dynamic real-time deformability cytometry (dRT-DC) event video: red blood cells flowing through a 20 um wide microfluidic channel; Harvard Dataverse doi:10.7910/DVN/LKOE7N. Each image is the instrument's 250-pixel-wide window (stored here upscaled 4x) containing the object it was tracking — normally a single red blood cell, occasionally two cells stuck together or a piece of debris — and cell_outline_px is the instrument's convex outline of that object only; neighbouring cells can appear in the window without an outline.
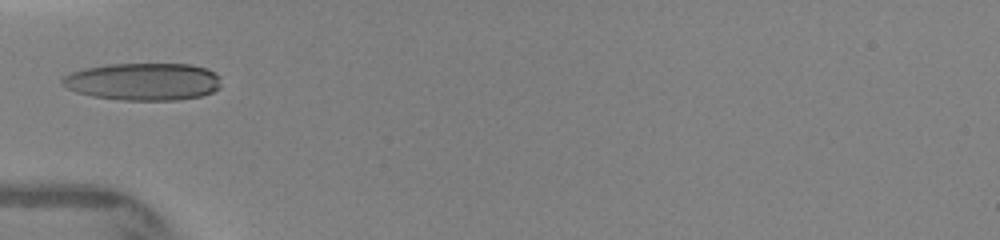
{"species": "human", "species_latin": "Homo sapiens", "temperature_condition": "warm", "stored_images_in_passage": 11, "camera_frame_rate_fps": 3000, "um_per_image_px": 0.085, "donor": {"sex": "female"}, "frame": {"image": 1, "passage_image": 1, "time_ms": 0.0, "image_size_px": [1000, 240], "cell_outline_px": [[220, 88], [212, 92], [200, 96], [176, 100], [124, 100], [92, 96], [76, 92], [64, 88], [60, 84], [60, 80], [64, 76], [72, 72], [84, 68], [108, 64], [192, 64], [216, 72], [220, 76]], "centroid_in_image_um": [12.16, 6.93], "position_along_channel_um": 72.8, "area_um2": 34.91}}
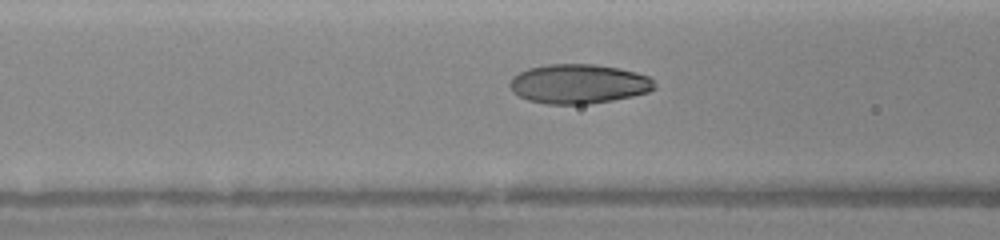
{"frame": {"image": 2, "passage_image": 4, "time_ms": 1.0, "image_size_px": [1000, 240], "cell_outline_px": [[656, 88], [648, 92], [632, 96], [612, 100], [588, 104], [548, 104], [528, 100], [512, 92], [508, 84], [512, 76], [528, 68], [548, 64], [596, 64], [620, 68], [636, 72], [648, 76], [656, 84]], "centroid_in_image_um": [49.17, 7.12], "position_along_channel_um": 117.4, "area_um2": 33.41}}
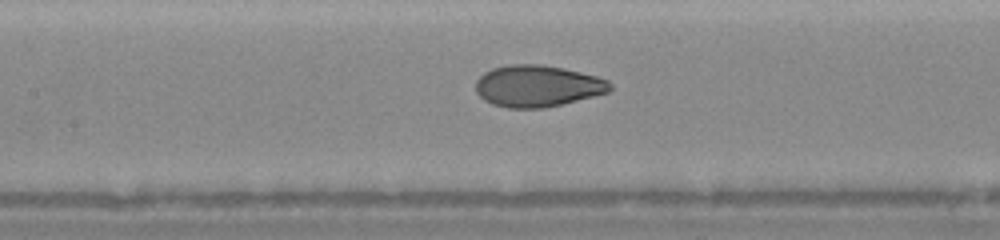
{"frame": {"image": 3, "passage_image": 7, "time_ms": 2.0, "image_size_px": [1000, 240], "cell_outline_px": [[612, 88], [608, 92], [544, 108], [508, 108], [492, 104], [484, 100], [476, 92], [476, 80], [484, 72], [492, 68], [508, 64], [540, 64], [564, 68], [596, 76], [608, 80], [612, 84]], "centroid_in_image_um": [45.66, 7.3], "position_along_channel_um": 161.7, "area_um2": 32.54}}